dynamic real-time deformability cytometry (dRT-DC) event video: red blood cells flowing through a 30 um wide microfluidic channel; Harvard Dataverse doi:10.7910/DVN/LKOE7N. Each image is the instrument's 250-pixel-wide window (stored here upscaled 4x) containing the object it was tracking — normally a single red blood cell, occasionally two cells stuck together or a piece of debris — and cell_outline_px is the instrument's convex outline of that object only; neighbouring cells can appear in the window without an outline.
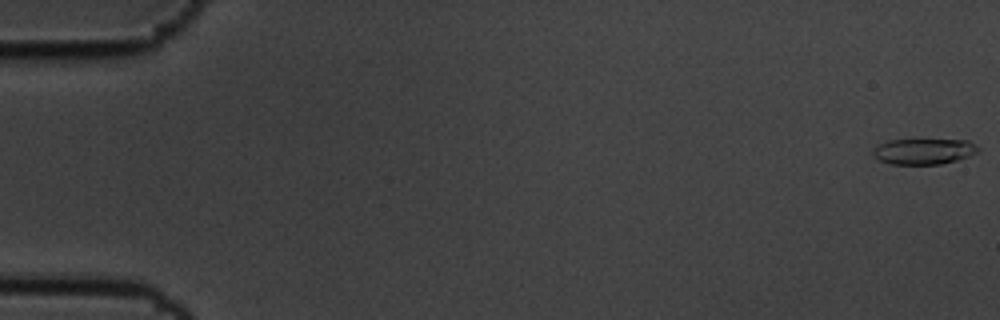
{"species": "common noctule bat (a hibernating species)", "species_latin": "Nyctalus noctula", "temperature_condition": "cold", "stored_images_in_passage": 59, "camera_frame_rate_fps": 3000, "um_per_image_px": 0.085, "animal": {"sex": "male", "body_mass_g": 19.5, "forearm_length_mm": 54.6}, "frame": {"image": 1, "passage_image": 1, "time_ms": 0.0, "image_size_px": [1000, 320], "cell_outline_px": [[980, 148], [976, 152], [968, 156], [956, 160], [940, 164], [892, 164], [880, 160], [872, 156], [872, 148], [888, 140], [968, 140]], "centroid_in_image_um": [78.48, 12.86], "position_along_channel_um": 6.5, "area_um2": 15.66}}
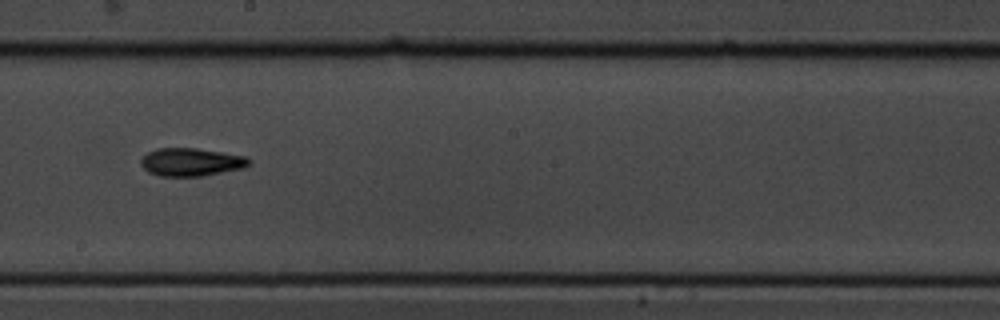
{"frame": {"image": 2, "passage_image": 34, "time_ms": 11.0, "image_size_px": [1000, 320], "cell_outline_px": [[252, 160], [244, 168], [200, 176], [160, 176], [148, 172], [140, 164], [140, 160], [148, 152], [156, 148], [196, 148], [248, 156]], "centroid_in_image_um": [16.25, 13.77], "position_along_channel_um": 231.9, "area_um2": 17.69}}
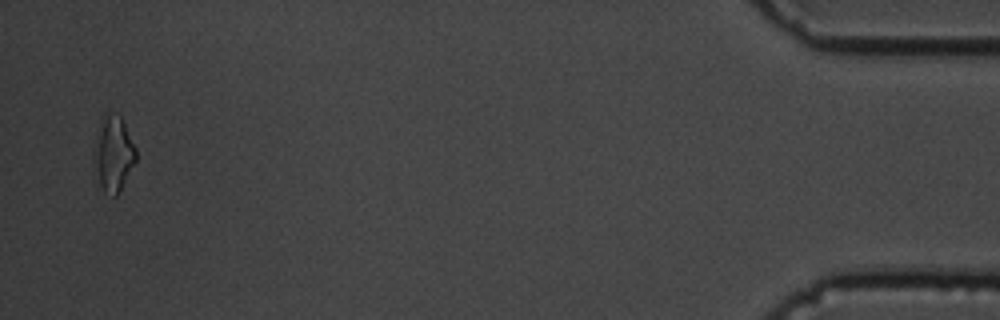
{"frame": {"image": 3, "passage_image": 58, "time_ms": 19.0, "image_size_px": [1000, 320], "cell_outline_px": [[136, 160], [116, 196], [112, 196], [104, 192], [92, 172], [92, 156], [96, 132], [100, 120], [104, 112], [112, 112], [120, 116], [136, 148]], "centroid_in_image_um": [9.56, 13.05], "position_along_channel_um": 425.6, "area_um2": 18.9}, "authors_computed_cell_mechanics": {"area_um2": 16.8198, "velocity_mm_per_s": 3.4422, "shape_relaxation_time_tau1_ms": 5.1674, "shape_relaxation_time_tau2_ms": 7.3741, "deformation_change_tau1": 0.1462, "deformation_change_tau2": 0.1737}}